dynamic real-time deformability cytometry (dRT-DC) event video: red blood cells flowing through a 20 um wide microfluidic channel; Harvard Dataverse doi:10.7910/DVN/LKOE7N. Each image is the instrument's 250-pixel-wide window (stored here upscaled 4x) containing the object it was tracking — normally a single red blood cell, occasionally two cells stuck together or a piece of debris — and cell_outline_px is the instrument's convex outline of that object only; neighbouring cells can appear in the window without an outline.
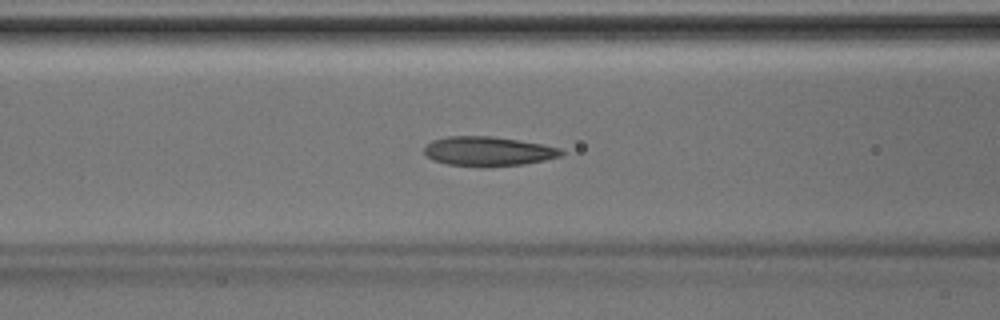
{"species": "Egyptian fruit bat (a non-hibernating species)", "species_latin": "Rousettus aegyptiacus", "temperature_condition": "room temperature", "stored_images_in_passage": 30, "camera_frame_rate_fps": 3000, "um_per_image_px": 0.085, "animal": {"sex": "male"}, "frame": {"image": 1, "passage_image": 4, "time_ms": 1.0, "image_size_px": [1000, 320], "cell_outline_px": [[564, 152], [560, 156], [544, 160], [524, 164], [448, 164], [432, 160], [424, 152], [424, 148], [432, 140], [448, 136], [492, 136], [540, 144], [560, 148]], "centroid_in_image_um": [41.47, 12.82], "position_along_channel_um": 125.1, "area_um2": 22.43}}
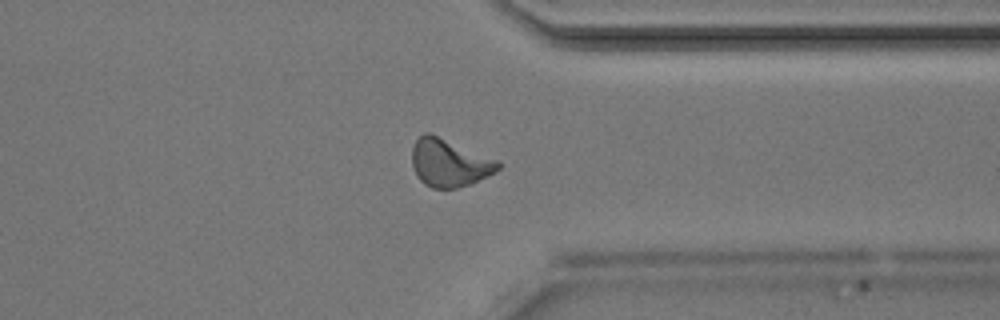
{"frame": {"image": 2, "passage_image": 20, "time_ms": 6.333, "image_size_px": [1000, 320], "cell_outline_px": [[500, 168], [496, 172], [488, 176], [468, 184], [456, 188], [432, 188], [424, 184], [416, 176], [412, 164], [412, 148], [416, 140], [424, 132], [428, 132], [500, 160]], "centroid_in_image_um": [38.19, 13.84], "position_along_channel_um": 373.2, "area_um2": 23.99}}
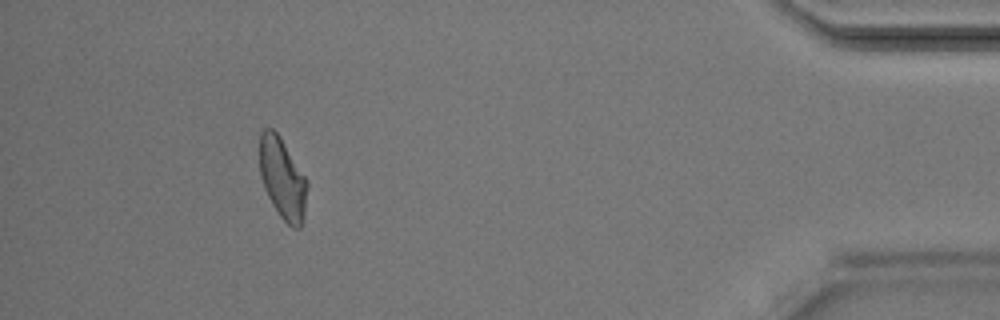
{"frame": {"image": 3, "passage_image": 26, "time_ms": 8.333, "image_size_px": [1000, 320], "cell_outline_px": [[308, 184], [304, 212], [300, 228], [292, 228], [280, 216], [272, 204], [264, 188], [260, 176], [260, 132], [264, 128], [272, 128], [276, 132], [308, 180]], "centroid_in_image_um": [24.01, 15.18], "position_along_channel_um": 411.2, "area_um2": 22.25}}